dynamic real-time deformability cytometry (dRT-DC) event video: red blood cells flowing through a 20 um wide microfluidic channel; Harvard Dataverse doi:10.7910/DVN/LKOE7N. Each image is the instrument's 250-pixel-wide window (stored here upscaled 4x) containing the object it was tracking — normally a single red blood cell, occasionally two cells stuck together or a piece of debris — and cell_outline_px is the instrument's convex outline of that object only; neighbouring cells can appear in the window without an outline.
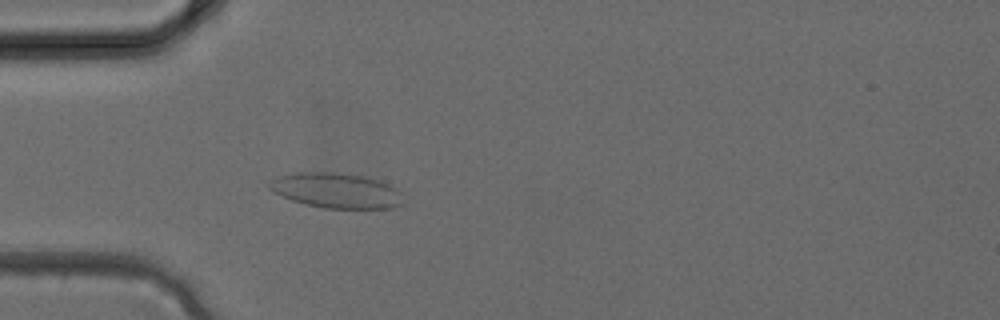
{"species": "common noctule bat (a hibernating species)", "species_latin": "Nyctalus noctula", "temperature_condition": "cold", "stored_images_in_passage": 3, "camera_frame_rate_fps": 3000, "um_per_image_px": 0.085, "animal": {"sex": "female", "body_mass_g": 24.6, "forearm_length_mm": 56.2}, "frame": {"image": 1, "passage_image": 3, "time_ms": 0.667, "image_size_px": [1000, 320], "cell_outline_px": [[404, 204], [392, 208], [324, 208], [292, 200], [272, 192], [268, 188], [268, 184], [272, 180], [280, 176], [300, 172], [332, 172], [364, 176], [380, 180], [400, 192]], "centroid_in_image_um": [28.59, 16.2], "position_along_channel_um": 56.4, "area_um2": 27.17}}